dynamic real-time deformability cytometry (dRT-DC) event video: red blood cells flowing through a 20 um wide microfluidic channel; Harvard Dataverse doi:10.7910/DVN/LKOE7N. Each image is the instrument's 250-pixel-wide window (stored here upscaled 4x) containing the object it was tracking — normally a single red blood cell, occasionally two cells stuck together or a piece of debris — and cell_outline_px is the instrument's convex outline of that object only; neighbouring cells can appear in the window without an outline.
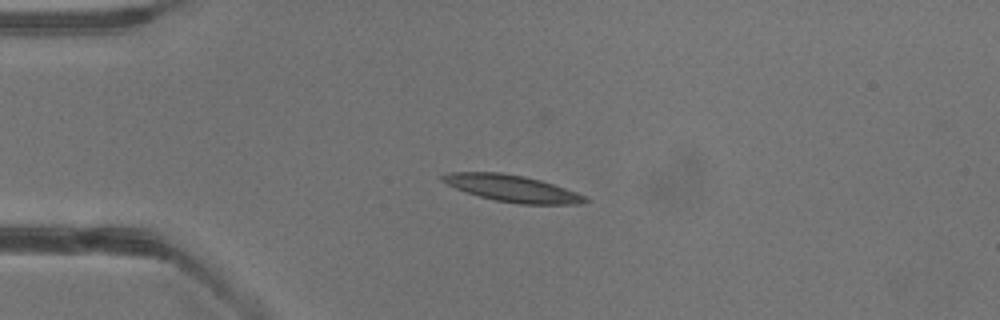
{"species": "common noctule bat (a hibernating species)", "species_latin": "Nyctalus noctula", "temperature_condition": "warm", "stored_images_in_passage": 4, "camera_frame_rate_fps": 3000, "um_per_image_px": 0.085, "animal": {"sex": "male", "body_mass_g": 13.3}, "frame": {"image": 1, "passage_image": 3, "time_ms": 3.333, "image_size_px": [1000, 320], "cell_outline_px": [[588, 200], [584, 204], [520, 204], [496, 200], [480, 196], [456, 188], [440, 180], [440, 176], [448, 172], [500, 172], [524, 176], [540, 180], [588, 196]], "centroid_in_image_um": [43.56, 16.01], "position_along_channel_um": 41.4, "area_um2": 22.02}}